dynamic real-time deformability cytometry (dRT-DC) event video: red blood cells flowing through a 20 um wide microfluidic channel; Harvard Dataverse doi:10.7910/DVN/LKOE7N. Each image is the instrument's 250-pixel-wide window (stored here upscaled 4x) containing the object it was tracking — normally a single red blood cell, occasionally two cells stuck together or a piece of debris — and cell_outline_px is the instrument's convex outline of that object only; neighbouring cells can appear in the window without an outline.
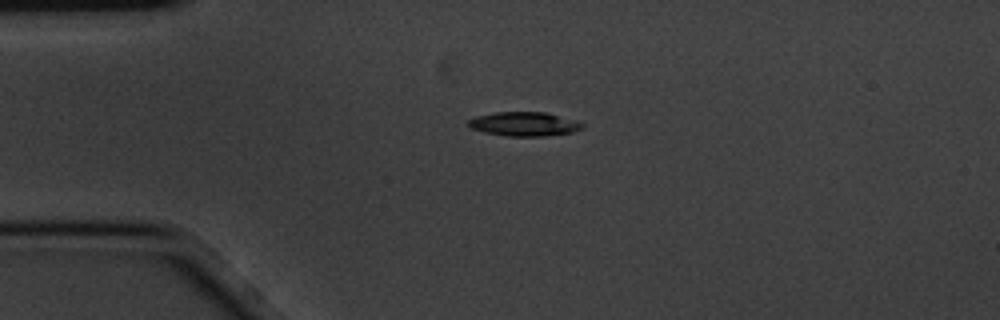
{"species": "common noctule bat (a hibernating species)", "species_latin": "Nyctalus noctula", "temperature_condition": "cold", "stored_images_in_passage": 5, "camera_frame_rate_fps": 3000, "um_per_image_px": 0.085, "animal": {"sex": "male", "body_mass_g": 20.1, "forearm_length_mm": 53.5}, "frame": {"image": 1, "passage_image": 3, "time_ms": 0.667, "image_size_px": [1000, 320], "cell_outline_px": [[584, 128], [572, 132], [544, 136], [508, 136], [484, 132], [472, 128], [468, 124], [468, 120], [476, 116], [496, 112], [544, 112], [576, 120], [584, 124]], "centroid_in_image_um": [44.58, 10.54], "position_along_channel_um": 40.4, "area_um2": 15.9}}
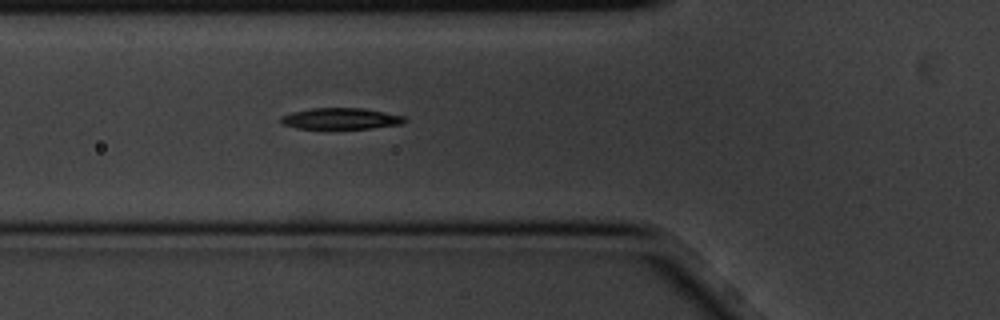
{"frame": {"image": 2, "passage_image": 5, "time_ms": 1.333, "image_size_px": [1000, 320], "cell_outline_px": [[408, 120], [404, 124], [372, 128], [296, 128], [284, 124], [280, 120], [280, 116], [292, 112], [312, 108], [364, 108], [404, 116]], "centroid_in_image_um": [29.01, 10.08], "position_along_channel_um": 96.8, "area_um2": 15.26}}